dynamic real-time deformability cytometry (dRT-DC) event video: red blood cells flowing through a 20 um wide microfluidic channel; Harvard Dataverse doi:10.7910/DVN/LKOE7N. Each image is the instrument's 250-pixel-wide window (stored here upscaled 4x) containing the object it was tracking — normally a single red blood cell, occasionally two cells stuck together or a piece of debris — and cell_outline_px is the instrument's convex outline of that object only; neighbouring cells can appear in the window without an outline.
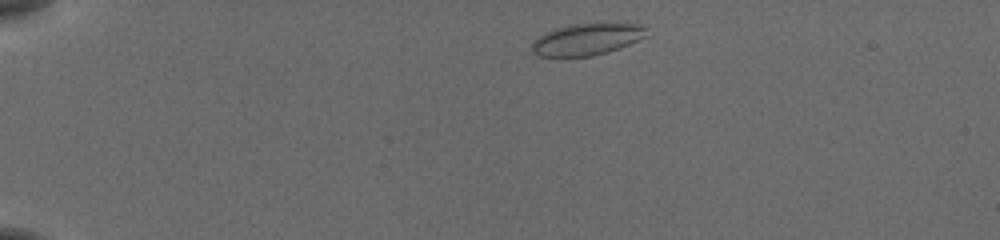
{"species": "common noctule bat (a hibernating species)", "species_latin": "Nyctalus noctula", "temperature_condition": "cold", "stored_images_in_passage": 25, "camera_frame_rate_fps": 3000, "um_per_image_px": 0.085, "animal": {"sex": "female", "body_mass_g": 19.5, "forearm_length_mm": 54.1}, "frame": {"image": 1, "passage_image": 2, "time_ms": 0.333, "image_size_px": [1000, 240], "cell_outline_px": [[648, 28], [644, 36], [620, 48], [608, 52], [592, 56], [540, 56], [532, 52], [532, 44], [544, 32], [556, 28], [572, 24], [636, 24]], "centroid_in_image_um": [49.85, 3.35], "position_along_channel_um": 35.1, "area_um2": 20.69}}
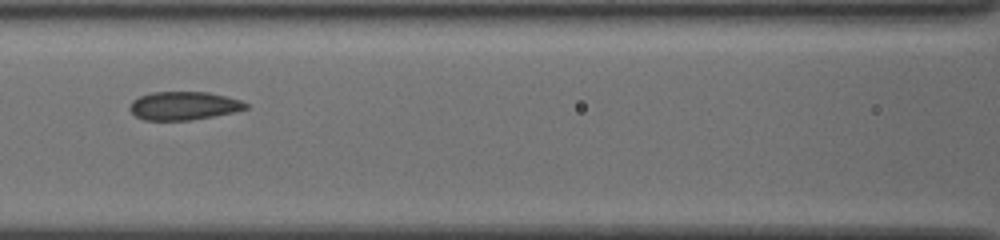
{"frame": {"image": 2, "passage_image": 14, "time_ms": 4.333, "image_size_px": [1000, 240], "cell_outline_px": [[248, 108], [232, 112], [212, 116], [188, 120], [144, 120], [136, 116], [128, 108], [132, 100], [140, 96], [152, 92], [208, 92], [240, 100], [248, 104]], "centroid_in_image_um": [15.58, 8.98], "position_along_channel_um": 151.0, "area_um2": 18.96}}
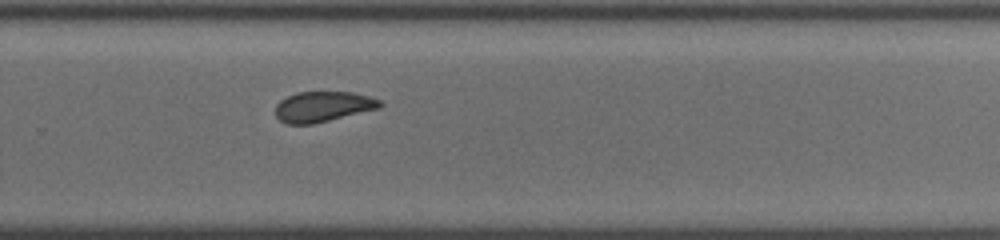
{"frame": {"image": 3, "passage_image": 25, "time_ms": 8.0, "image_size_px": [1000, 240], "cell_outline_px": [[384, 104], [380, 108], [312, 124], [288, 124], [280, 120], [276, 116], [276, 104], [280, 100], [296, 92], [352, 92], [372, 96], [380, 100]], "centroid_in_image_um": [27.47, 9.05], "position_along_channel_um": 302.3, "area_um2": 18.55}}